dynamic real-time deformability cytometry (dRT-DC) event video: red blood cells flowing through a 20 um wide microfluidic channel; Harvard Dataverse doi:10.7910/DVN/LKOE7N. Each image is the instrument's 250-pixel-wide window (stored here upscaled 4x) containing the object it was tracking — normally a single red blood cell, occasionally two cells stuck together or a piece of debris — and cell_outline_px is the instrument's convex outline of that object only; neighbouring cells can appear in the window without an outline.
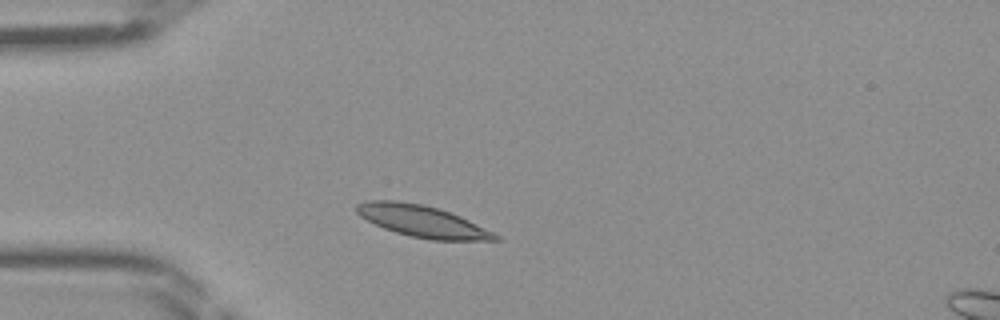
{"species": "Egyptian fruit bat (a non-hibernating species)", "species_latin": "Rousettus aegyptiacus", "temperature_condition": "room temperature", "stored_images_in_passage": 35, "camera_frame_rate_fps": 3000, "um_per_image_px": 0.085, "frame": {"image": 1, "passage_image": 1, "time_ms": 0.0, "image_size_px": [1000, 320], "cell_outline_px": [[500, 240], [432, 240], [412, 236], [396, 232], [384, 228], [360, 216], [356, 212], [356, 204], [364, 200], [396, 200], [424, 204], [460, 216], [500, 236]], "centroid_in_image_um": [35.85, 18.79], "position_along_channel_um": 49.2, "area_um2": 25.26}}
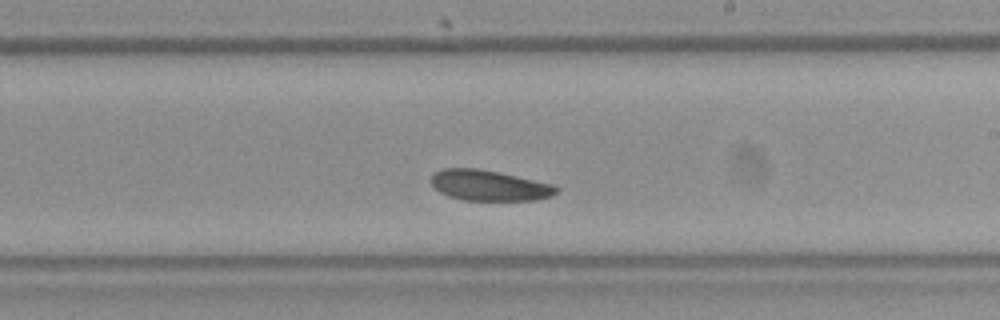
{"frame": {"image": 2, "passage_image": 16, "time_ms": 5.0, "image_size_px": [1000, 320], "cell_outline_px": [[560, 188], [552, 196], [536, 200], [464, 200], [448, 196], [440, 192], [428, 180], [432, 172], [444, 168], [480, 168], [556, 184]], "centroid_in_image_um": [41.58, 15.75], "position_along_channel_um": 247.4, "area_um2": 22.72}}
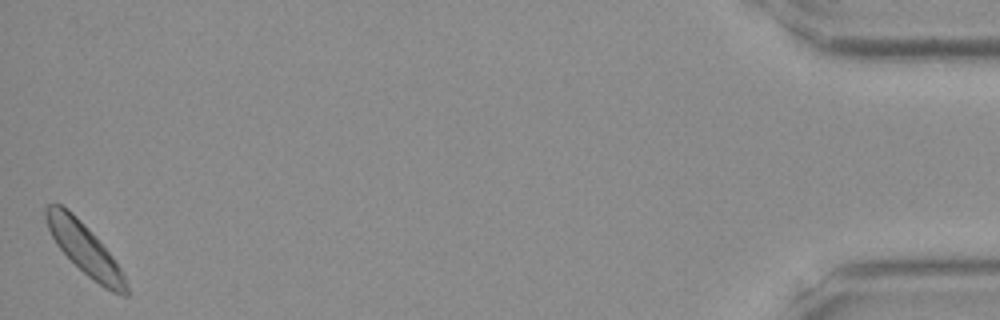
{"frame": {"image": 3, "passage_image": 35, "time_ms": 11.333, "image_size_px": [1000, 320], "cell_outline_px": [[128, 296], [124, 296], [112, 292], [104, 288], [92, 280], [56, 244], [48, 228], [44, 216], [44, 208], [48, 204], [60, 204], [72, 212], [76, 216], [112, 256], [124, 272], [128, 288]], "centroid_in_image_um": [7.21, 21.18], "position_along_channel_um": 428.0, "area_um2": 23.41}}